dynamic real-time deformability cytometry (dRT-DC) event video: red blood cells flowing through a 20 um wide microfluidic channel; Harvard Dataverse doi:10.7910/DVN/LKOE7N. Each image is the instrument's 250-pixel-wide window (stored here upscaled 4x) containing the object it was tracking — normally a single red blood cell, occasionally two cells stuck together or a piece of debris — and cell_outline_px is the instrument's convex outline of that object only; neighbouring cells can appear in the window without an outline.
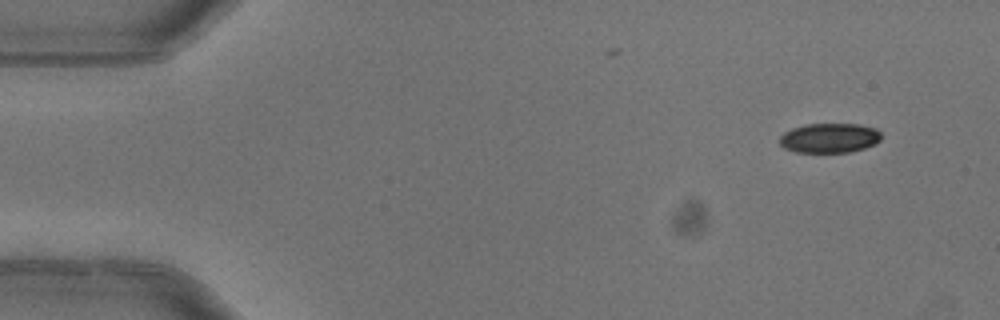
{"species": "common noctule bat (a hibernating species)", "species_latin": "Nyctalus noctula", "temperature_condition": "warm", "stored_images_in_passage": 3, "camera_frame_rate_fps": 3000, "um_per_image_px": 0.085, "animal": {"sex": "female"}, "frame": {"image": 1, "passage_image": 1, "time_ms": 0.0, "image_size_px": [1000, 320], "cell_outline_px": [[880, 140], [864, 148], [852, 152], [796, 152], [784, 148], [780, 144], [780, 136], [784, 132], [792, 128], [804, 124], [860, 124], [876, 128], [880, 132]], "centroid_in_image_um": [70.49, 11.72], "position_along_channel_um": 14.5, "area_um2": 17.57}}